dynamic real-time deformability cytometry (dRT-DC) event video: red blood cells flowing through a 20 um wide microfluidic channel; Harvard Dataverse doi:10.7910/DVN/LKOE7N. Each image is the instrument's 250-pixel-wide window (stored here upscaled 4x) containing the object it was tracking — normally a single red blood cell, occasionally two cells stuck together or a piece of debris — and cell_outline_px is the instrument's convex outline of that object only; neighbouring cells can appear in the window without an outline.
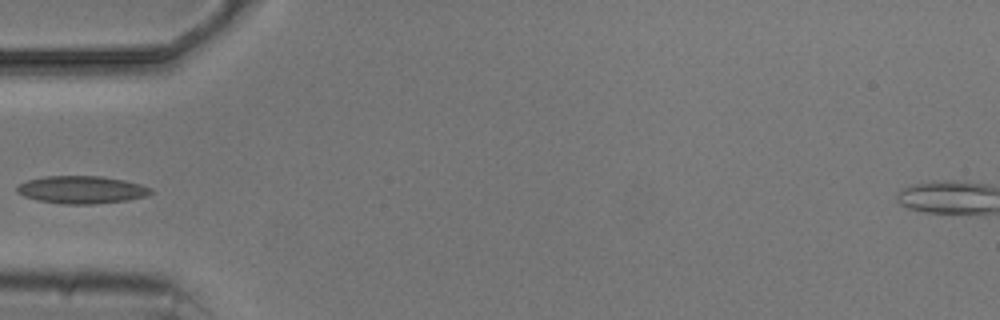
{"species": "common noctule bat (a hibernating species)", "species_latin": "Nyctalus noctula", "temperature_condition": "cold", "stored_images_in_passage": 6, "camera_frame_rate_fps": 3000, "um_per_image_px": 0.085, "animal": {"sex": "male", "body_mass_g": 20.5, "forearm_length_mm": 52.5}, "frame": {"image": 1, "passage_image": 4, "time_ms": 5.0, "image_size_px": [1000, 320], "cell_outline_px": [[152, 192], [148, 196], [128, 200], [92, 204], [60, 204], [36, 200], [24, 196], [16, 192], [16, 188], [20, 184], [28, 180], [44, 176], [100, 176], [124, 180], [140, 184], [152, 188]], "centroid_in_image_um": [6.94, 16.13], "position_along_channel_um": 78.1, "area_um2": 21.62}}
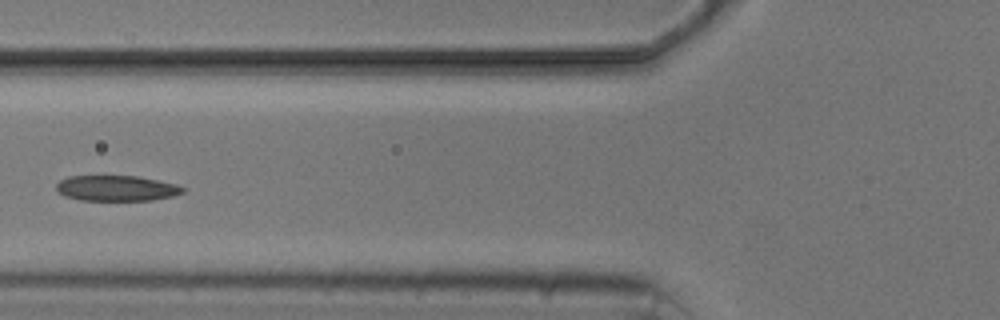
{"frame": {"image": 2, "passage_image": 5, "time_ms": 6.0, "image_size_px": [1000, 320], "cell_outline_px": [[188, 188], [184, 192], [172, 196], [152, 200], [80, 200], [64, 196], [56, 188], [56, 184], [60, 180], [68, 176], [136, 176], [176, 184]], "centroid_in_image_um": [9.91, 16.0], "position_along_channel_um": 115.9, "area_um2": 18.79}}
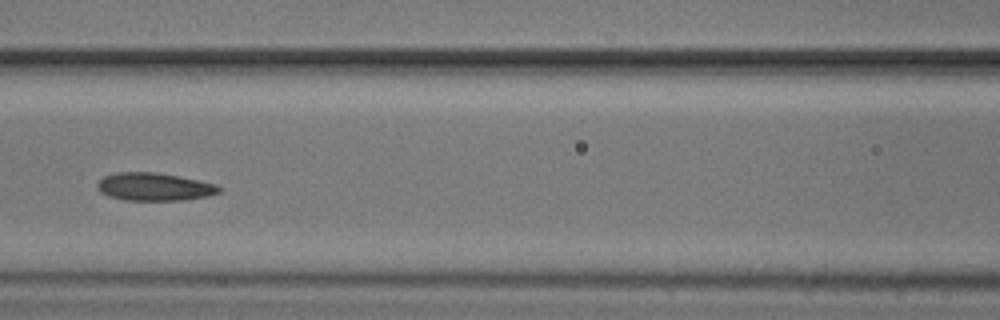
{"frame": {"image": 3, "passage_image": 6, "time_ms": 7.0, "image_size_px": [1000, 320], "cell_outline_px": [[224, 188], [220, 192], [208, 196], [184, 200], [124, 200], [108, 196], [100, 192], [96, 188], [96, 184], [104, 176], [116, 172], [156, 172], [180, 176], [216, 184]], "centroid_in_image_um": [13.12, 15.87], "position_along_channel_um": 153.5, "area_um2": 20.0}}